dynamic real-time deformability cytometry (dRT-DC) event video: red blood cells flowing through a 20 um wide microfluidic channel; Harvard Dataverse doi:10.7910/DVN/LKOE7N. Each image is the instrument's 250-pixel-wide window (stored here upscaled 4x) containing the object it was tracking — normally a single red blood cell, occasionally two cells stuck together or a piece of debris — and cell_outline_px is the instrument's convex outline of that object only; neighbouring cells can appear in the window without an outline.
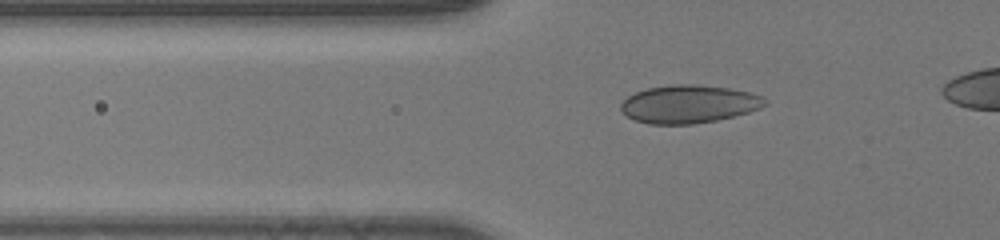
{"species": "human", "species_latin": "Homo sapiens", "temperature_condition": "room temperature", "stored_images_in_passage": 40, "camera_frame_rate_fps": 3000, "um_per_image_px": 0.085, "donor": {"sex": "male"}, "frame": {"image": 1, "passage_image": 12, "time_ms": 3.667, "image_size_px": [1000, 240], "cell_outline_px": [[768, 104], [760, 108], [748, 112], [716, 120], [692, 124], [648, 124], [636, 120], [628, 116], [620, 108], [620, 104], [628, 96], [636, 92], [648, 88], [672, 84], [696, 84], [728, 88], [748, 92], [760, 96], [768, 100]], "centroid_in_image_um": [58.55, 8.84], "position_along_channel_um": 67.2, "area_um2": 31.73}}
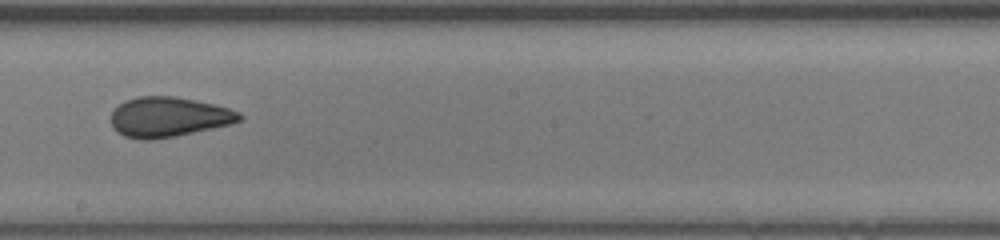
{"frame": {"image": 2, "passage_image": 24, "time_ms": 7.667, "image_size_px": [1000, 240], "cell_outline_px": [[244, 116], [240, 120], [232, 124], [176, 136], [152, 140], [140, 140], [124, 136], [116, 132], [112, 124], [112, 112], [124, 100], [136, 96], [176, 96], [196, 100], [228, 108], [240, 112]], "centroid_in_image_um": [14.33, 9.95], "position_along_channel_um": 233.9, "area_um2": 30.06}}
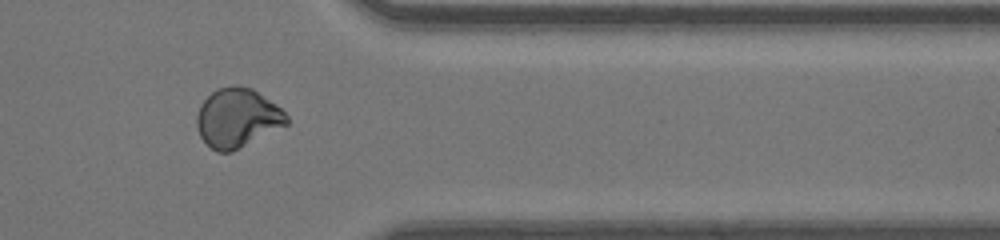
{"frame": {"image": 3, "passage_image": 35, "time_ms": 11.333, "image_size_px": [1000, 240], "cell_outline_px": [[288, 124], [232, 152], [216, 152], [200, 136], [196, 124], [196, 116], [200, 104], [216, 88], [236, 84], [240, 84], [252, 88], [276, 104], [288, 116]], "centroid_in_image_um": [20.16, 10.0], "position_along_channel_um": 391.2, "area_um2": 31.04}}